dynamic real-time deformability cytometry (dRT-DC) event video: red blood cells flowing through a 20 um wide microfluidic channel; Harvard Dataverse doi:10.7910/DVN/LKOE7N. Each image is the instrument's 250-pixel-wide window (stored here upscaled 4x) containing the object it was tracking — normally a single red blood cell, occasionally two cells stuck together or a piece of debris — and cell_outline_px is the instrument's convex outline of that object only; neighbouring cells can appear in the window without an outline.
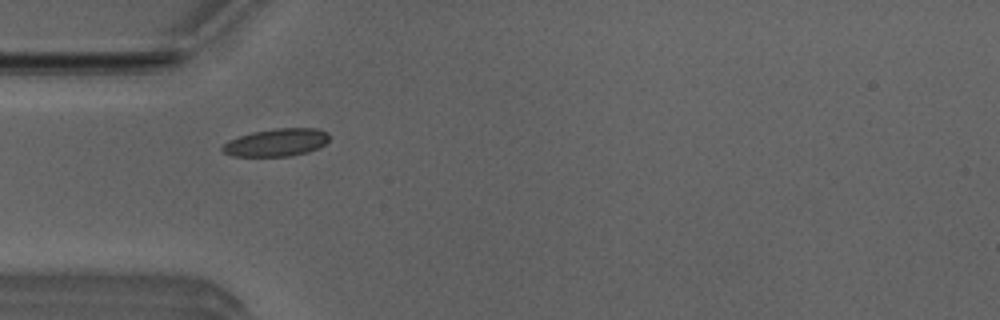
{"species": "Egyptian fruit bat (a non-hibernating species)", "species_latin": "Rousettus aegyptiacus", "temperature_condition": "room temperature", "stored_images_in_passage": 5, "camera_frame_rate_fps": 3000, "um_per_image_px": 0.085, "animal": {"sex": "male"}, "frame": {"image": 1, "passage_image": 4, "time_ms": 1.0, "image_size_px": [1000, 320], "cell_outline_px": [[328, 140], [324, 144], [308, 152], [288, 156], [232, 156], [224, 152], [220, 148], [228, 140], [252, 132], [276, 128], [316, 128], [328, 132]], "centroid_in_image_um": [23.48, 12.1], "position_along_channel_um": 61.5, "area_um2": 17.11}}